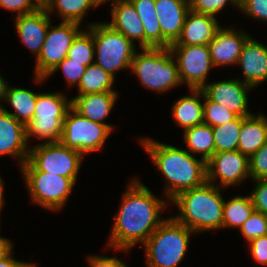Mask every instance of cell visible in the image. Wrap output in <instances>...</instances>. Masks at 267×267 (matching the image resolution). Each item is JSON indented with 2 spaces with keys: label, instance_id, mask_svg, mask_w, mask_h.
Wrapping results in <instances>:
<instances>
[{
  "label": "cell",
  "instance_id": "obj_45",
  "mask_svg": "<svg viewBox=\"0 0 267 267\" xmlns=\"http://www.w3.org/2000/svg\"><path fill=\"white\" fill-rule=\"evenodd\" d=\"M5 80L6 79H4L0 74V101L2 100L1 102L4 101L5 94H6L7 89H8V82L6 83Z\"/></svg>",
  "mask_w": 267,
  "mask_h": 267
},
{
  "label": "cell",
  "instance_id": "obj_26",
  "mask_svg": "<svg viewBox=\"0 0 267 267\" xmlns=\"http://www.w3.org/2000/svg\"><path fill=\"white\" fill-rule=\"evenodd\" d=\"M37 96L38 93L31 90L8 86L4 101L8 102L15 112H9L2 104L0 107L26 126L34 116Z\"/></svg>",
  "mask_w": 267,
  "mask_h": 267
},
{
  "label": "cell",
  "instance_id": "obj_14",
  "mask_svg": "<svg viewBox=\"0 0 267 267\" xmlns=\"http://www.w3.org/2000/svg\"><path fill=\"white\" fill-rule=\"evenodd\" d=\"M241 80L239 78L207 83L202 90L211 101L219 103L239 117H247L252 115L248 111L247 96L252 87Z\"/></svg>",
  "mask_w": 267,
  "mask_h": 267
},
{
  "label": "cell",
  "instance_id": "obj_48",
  "mask_svg": "<svg viewBox=\"0 0 267 267\" xmlns=\"http://www.w3.org/2000/svg\"><path fill=\"white\" fill-rule=\"evenodd\" d=\"M20 267H36L35 263L24 262Z\"/></svg>",
  "mask_w": 267,
  "mask_h": 267
},
{
  "label": "cell",
  "instance_id": "obj_11",
  "mask_svg": "<svg viewBox=\"0 0 267 267\" xmlns=\"http://www.w3.org/2000/svg\"><path fill=\"white\" fill-rule=\"evenodd\" d=\"M51 28V29H50ZM80 24L62 21L57 26L49 25L41 52L35 59V80L44 82L46 77L63 61L79 30Z\"/></svg>",
  "mask_w": 267,
  "mask_h": 267
},
{
  "label": "cell",
  "instance_id": "obj_19",
  "mask_svg": "<svg viewBox=\"0 0 267 267\" xmlns=\"http://www.w3.org/2000/svg\"><path fill=\"white\" fill-rule=\"evenodd\" d=\"M221 28L215 17L204 13L188 11L182 32L171 45H208Z\"/></svg>",
  "mask_w": 267,
  "mask_h": 267
},
{
  "label": "cell",
  "instance_id": "obj_43",
  "mask_svg": "<svg viewBox=\"0 0 267 267\" xmlns=\"http://www.w3.org/2000/svg\"><path fill=\"white\" fill-rule=\"evenodd\" d=\"M11 250L6 256L0 259V267H20L24 262L18 261L11 256Z\"/></svg>",
  "mask_w": 267,
  "mask_h": 267
},
{
  "label": "cell",
  "instance_id": "obj_16",
  "mask_svg": "<svg viewBox=\"0 0 267 267\" xmlns=\"http://www.w3.org/2000/svg\"><path fill=\"white\" fill-rule=\"evenodd\" d=\"M15 27L26 48L34 53L36 58L41 52L45 42L48 27L50 25V15L45 8H37L35 11L19 16H15Z\"/></svg>",
  "mask_w": 267,
  "mask_h": 267
},
{
  "label": "cell",
  "instance_id": "obj_20",
  "mask_svg": "<svg viewBox=\"0 0 267 267\" xmlns=\"http://www.w3.org/2000/svg\"><path fill=\"white\" fill-rule=\"evenodd\" d=\"M189 10V0H155V12L162 36L170 44L180 37Z\"/></svg>",
  "mask_w": 267,
  "mask_h": 267
},
{
  "label": "cell",
  "instance_id": "obj_8",
  "mask_svg": "<svg viewBox=\"0 0 267 267\" xmlns=\"http://www.w3.org/2000/svg\"><path fill=\"white\" fill-rule=\"evenodd\" d=\"M83 155L60 142L40 143L29 147L27 161L21 170H39L71 178L75 183Z\"/></svg>",
  "mask_w": 267,
  "mask_h": 267
},
{
  "label": "cell",
  "instance_id": "obj_29",
  "mask_svg": "<svg viewBox=\"0 0 267 267\" xmlns=\"http://www.w3.org/2000/svg\"><path fill=\"white\" fill-rule=\"evenodd\" d=\"M115 78L103 70L95 62L86 68L78 84V95L102 92H116L113 90Z\"/></svg>",
  "mask_w": 267,
  "mask_h": 267
},
{
  "label": "cell",
  "instance_id": "obj_40",
  "mask_svg": "<svg viewBox=\"0 0 267 267\" xmlns=\"http://www.w3.org/2000/svg\"><path fill=\"white\" fill-rule=\"evenodd\" d=\"M248 248L254 261L267 266V235L257 237L248 242Z\"/></svg>",
  "mask_w": 267,
  "mask_h": 267
},
{
  "label": "cell",
  "instance_id": "obj_9",
  "mask_svg": "<svg viewBox=\"0 0 267 267\" xmlns=\"http://www.w3.org/2000/svg\"><path fill=\"white\" fill-rule=\"evenodd\" d=\"M33 203L59 211L76 184L71 178L39 170H21Z\"/></svg>",
  "mask_w": 267,
  "mask_h": 267
},
{
  "label": "cell",
  "instance_id": "obj_27",
  "mask_svg": "<svg viewBox=\"0 0 267 267\" xmlns=\"http://www.w3.org/2000/svg\"><path fill=\"white\" fill-rule=\"evenodd\" d=\"M184 142L187 151L193 154H202L200 157L207 162L215 153L214 135L212 127L205 123L195 125L184 130Z\"/></svg>",
  "mask_w": 267,
  "mask_h": 267
},
{
  "label": "cell",
  "instance_id": "obj_4",
  "mask_svg": "<svg viewBox=\"0 0 267 267\" xmlns=\"http://www.w3.org/2000/svg\"><path fill=\"white\" fill-rule=\"evenodd\" d=\"M194 231L173 216L165 219L143 244L147 267H177L189 246Z\"/></svg>",
  "mask_w": 267,
  "mask_h": 267
},
{
  "label": "cell",
  "instance_id": "obj_13",
  "mask_svg": "<svg viewBox=\"0 0 267 267\" xmlns=\"http://www.w3.org/2000/svg\"><path fill=\"white\" fill-rule=\"evenodd\" d=\"M250 178L249 157L240 151H224L214 153L206 162V181L219 188H226Z\"/></svg>",
  "mask_w": 267,
  "mask_h": 267
},
{
  "label": "cell",
  "instance_id": "obj_47",
  "mask_svg": "<svg viewBox=\"0 0 267 267\" xmlns=\"http://www.w3.org/2000/svg\"><path fill=\"white\" fill-rule=\"evenodd\" d=\"M38 8H45L51 0H32Z\"/></svg>",
  "mask_w": 267,
  "mask_h": 267
},
{
  "label": "cell",
  "instance_id": "obj_38",
  "mask_svg": "<svg viewBox=\"0 0 267 267\" xmlns=\"http://www.w3.org/2000/svg\"><path fill=\"white\" fill-rule=\"evenodd\" d=\"M242 13L267 23V0H239V8Z\"/></svg>",
  "mask_w": 267,
  "mask_h": 267
},
{
  "label": "cell",
  "instance_id": "obj_1",
  "mask_svg": "<svg viewBox=\"0 0 267 267\" xmlns=\"http://www.w3.org/2000/svg\"><path fill=\"white\" fill-rule=\"evenodd\" d=\"M127 188L107 244L115 251L127 252L137 246L136 243L143 245L165 220L160 214L168 207L167 200L156 197L137 178H133Z\"/></svg>",
  "mask_w": 267,
  "mask_h": 267
},
{
  "label": "cell",
  "instance_id": "obj_12",
  "mask_svg": "<svg viewBox=\"0 0 267 267\" xmlns=\"http://www.w3.org/2000/svg\"><path fill=\"white\" fill-rule=\"evenodd\" d=\"M169 50L177 60L182 84L186 83L189 89H202L214 67L208 45H170Z\"/></svg>",
  "mask_w": 267,
  "mask_h": 267
},
{
  "label": "cell",
  "instance_id": "obj_37",
  "mask_svg": "<svg viewBox=\"0 0 267 267\" xmlns=\"http://www.w3.org/2000/svg\"><path fill=\"white\" fill-rule=\"evenodd\" d=\"M250 179H267V142L249 157Z\"/></svg>",
  "mask_w": 267,
  "mask_h": 267
},
{
  "label": "cell",
  "instance_id": "obj_32",
  "mask_svg": "<svg viewBox=\"0 0 267 267\" xmlns=\"http://www.w3.org/2000/svg\"><path fill=\"white\" fill-rule=\"evenodd\" d=\"M81 31L74 38L67 57L72 61L83 62L84 66H89L94 63L95 48L94 40L90 30Z\"/></svg>",
  "mask_w": 267,
  "mask_h": 267
},
{
  "label": "cell",
  "instance_id": "obj_35",
  "mask_svg": "<svg viewBox=\"0 0 267 267\" xmlns=\"http://www.w3.org/2000/svg\"><path fill=\"white\" fill-rule=\"evenodd\" d=\"M86 68L87 66H84L83 62L72 61L66 57L46 78L52 76L53 73H56V71L60 69L66 78L65 80L68 82V87H74L75 84L78 86Z\"/></svg>",
  "mask_w": 267,
  "mask_h": 267
},
{
  "label": "cell",
  "instance_id": "obj_33",
  "mask_svg": "<svg viewBox=\"0 0 267 267\" xmlns=\"http://www.w3.org/2000/svg\"><path fill=\"white\" fill-rule=\"evenodd\" d=\"M237 117L232 111L217 102L211 101L205 94L203 98V123L216 127L234 120Z\"/></svg>",
  "mask_w": 267,
  "mask_h": 267
},
{
  "label": "cell",
  "instance_id": "obj_41",
  "mask_svg": "<svg viewBox=\"0 0 267 267\" xmlns=\"http://www.w3.org/2000/svg\"><path fill=\"white\" fill-rule=\"evenodd\" d=\"M0 7L17 12L15 16L31 13L38 8L32 0H0Z\"/></svg>",
  "mask_w": 267,
  "mask_h": 267
},
{
  "label": "cell",
  "instance_id": "obj_2",
  "mask_svg": "<svg viewBox=\"0 0 267 267\" xmlns=\"http://www.w3.org/2000/svg\"><path fill=\"white\" fill-rule=\"evenodd\" d=\"M154 165L166 179L165 195L171 201L180 192L199 187L206 182V162L189 151L151 138L139 140Z\"/></svg>",
  "mask_w": 267,
  "mask_h": 267
},
{
  "label": "cell",
  "instance_id": "obj_23",
  "mask_svg": "<svg viewBox=\"0 0 267 267\" xmlns=\"http://www.w3.org/2000/svg\"><path fill=\"white\" fill-rule=\"evenodd\" d=\"M267 142V117L262 113L244 117L239 133L238 151L250 157Z\"/></svg>",
  "mask_w": 267,
  "mask_h": 267
},
{
  "label": "cell",
  "instance_id": "obj_25",
  "mask_svg": "<svg viewBox=\"0 0 267 267\" xmlns=\"http://www.w3.org/2000/svg\"><path fill=\"white\" fill-rule=\"evenodd\" d=\"M190 96H183L175 101L172 107V116L175 123L180 127L187 129L203 123V103L204 98L202 89H190Z\"/></svg>",
  "mask_w": 267,
  "mask_h": 267
},
{
  "label": "cell",
  "instance_id": "obj_39",
  "mask_svg": "<svg viewBox=\"0 0 267 267\" xmlns=\"http://www.w3.org/2000/svg\"><path fill=\"white\" fill-rule=\"evenodd\" d=\"M256 187L251 191L250 198L255 211L267 216V179L254 180Z\"/></svg>",
  "mask_w": 267,
  "mask_h": 267
},
{
  "label": "cell",
  "instance_id": "obj_24",
  "mask_svg": "<svg viewBox=\"0 0 267 267\" xmlns=\"http://www.w3.org/2000/svg\"><path fill=\"white\" fill-rule=\"evenodd\" d=\"M144 27V48H169L163 36L155 12V0H130Z\"/></svg>",
  "mask_w": 267,
  "mask_h": 267
},
{
  "label": "cell",
  "instance_id": "obj_28",
  "mask_svg": "<svg viewBox=\"0 0 267 267\" xmlns=\"http://www.w3.org/2000/svg\"><path fill=\"white\" fill-rule=\"evenodd\" d=\"M98 6L97 0H51L45 9L50 14L56 11L62 21L81 24L87 11Z\"/></svg>",
  "mask_w": 267,
  "mask_h": 267
},
{
  "label": "cell",
  "instance_id": "obj_10",
  "mask_svg": "<svg viewBox=\"0 0 267 267\" xmlns=\"http://www.w3.org/2000/svg\"><path fill=\"white\" fill-rule=\"evenodd\" d=\"M111 131L107 125L93 122L71 107L65 116L60 143L84 156L102 149Z\"/></svg>",
  "mask_w": 267,
  "mask_h": 267
},
{
  "label": "cell",
  "instance_id": "obj_36",
  "mask_svg": "<svg viewBox=\"0 0 267 267\" xmlns=\"http://www.w3.org/2000/svg\"><path fill=\"white\" fill-rule=\"evenodd\" d=\"M239 8V0H189L190 9L197 13H204L216 17L226 4Z\"/></svg>",
  "mask_w": 267,
  "mask_h": 267
},
{
  "label": "cell",
  "instance_id": "obj_34",
  "mask_svg": "<svg viewBox=\"0 0 267 267\" xmlns=\"http://www.w3.org/2000/svg\"><path fill=\"white\" fill-rule=\"evenodd\" d=\"M239 229L248 242L257 237L265 236L267 235V216L254 211Z\"/></svg>",
  "mask_w": 267,
  "mask_h": 267
},
{
  "label": "cell",
  "instance_id": "obj_49",
  "mask_svg": "<svg viewBox=\"0 0 267 267\" xmlns=\"http://www.w3.org/2000/svg\"><path fill=\"white\" fill-rule=\"evenodd\" d=\"M108 1H110V0H97V2H98L100 5L105 4V3L108 2ZM111 1L113 2V1H116V0H111Z\"/></svg>",
  "mask_w": 267,
  "mask_h": 267
},
{
  "label": "cell",
  "instance_id": "obj_21",
  "mask_svg": "<svg viewBox=\"0 0 267 267\" xmlns=\"http://www.w3.org/2000/svg\"><path fill=\"white\" fill-rule=\"evenodd\" d=\"M111 22H106L113 30L122 33L126 38L139 41L138 46L144 48V27L130 0H116L112 3Z\"/></svg>",
  "mask_w": 267,
  "mask_h": 267
},
{
  "label": "cell",
  "instance_id": "obj_3",
  "mask_svg": "<svg viewBox=\"0 0 267 267\" xmlns=\"http://www.w3.org/2000/svg\"><path fill=\"white\" fill-rule=\"evenodd\" d=\"M220 189L206 181L199 187L180 192L170 201L180 211L173 217L195 233L222 229L225 200Z\"/></svg>",
  "mask_w": 267,
  "mask_h": 267
},
{
  "label": "cell",
  "instance_id": "obj_30",
  "mask_svg": "<svg viewBox=\"0 0 267 267\" xmlns=\"http://www.w3.org/2000/svg\"><path fill=\"white\" fill-rule=\"evenodd\" d=\"M254 211L250 195H239L224 201L222 228H240Z\"/></svg>",
  "mask_w": 267,
  "mask_h": 267
},
{
  "label": "cell",
  "instance_id": "obj_44",
  "mask_svg": "<svg viewBox=\"0 0 267 267\" xmlns=\"http://www.w3.org/2000/svg\"><path fill=\"white\" fill-rule=\"evenodd\" d=\"M12 242L0 236V259L6 256L13 248Z\"/></svg>",
  "mask_w": 267,
  "mask_h": 267
},
{
  "label": "cell",
  "instance_id": "obj_6",
  "mask_svg": "<svg viewBox=\"0 0 267 267\" xmlns=\"http://www.w3.org/2000/svg\"><path fill=\"white\" fill-rule=\"evenodd\" d=\"M94 40V61L115 78L116 71L130 69L136 52L135 44L122 33L113 30L106 22L89 23Z\"/></svg>",
  "mask_w": 267,
  "mask_h": 267
},
{
  "label": "cell",
  "instance_id": "obj_18",
  "mask_svg": "<svg viewBox=\"0 0 267 267\" xmlns=\"http://www.w3.org/2000/svg\"><path fill=\"white\" fill-rule=\"evenodd\" d=\"M237 65L242 68L244 80L241 81L250 87L267 81V45L250 36L243 46Z\"/></svg>",
  "mask_w": 267,
  "mask_h": 267
},
{
  "label": "cell",
  "instance_id": "obj_7",
  "mask_svg": "<svg viewBox=\"0 0 267 267\" xmlns=\"http://www.w3.org/2000/svg\"><path fill=\"white\" fill-rule=\"evenodd\" d=\"M69 100V101H68ZM71 108V99L62 93H38L33 118L26 127V141L31 136L43 143L60 142L64 120Z\"/></svg>",
  "mask_w": 267,
  "mask_h": 267
},
{
  "label": "cell",
  "instance_id": "obj_17",
  "mask_svg": "<svg viewBox=\"0 0 267 267\" xmlns=\"http://www.w3.org/2000/svg\"><path fill=\"white\" fill-rule=\"evenodd\" d=\"M29 147L25 125L0 107V156L19 158L21 167L28 159Z\"/></svg>",
  "mask_w": 267,
  "mask_h": 267
},
{
  "label": "cell",
  "instance_id": "obj_31",
  "mask_svg": "<svg viewBox=\"0 0 267 267\" xmlns=\"http://www.w3.org/2000/svg\"><path fill=\"white\" fill-rule=\"evenodd\" d=\"M243 118L237 116L230 122L212 127L215 153L238 150L239 133Z\"/></svg>",
  "mask_w": 267,
  "mask_h": 267
},
{
  "label": "cell",
  "instance_id": "obj_22",
  "mask_svg": "<svg viewBox=\"0 0 267 267\" xmlns=\"http://www.w3.org/2000/svg\"><path fill=\"white\" fill-rule=\"evenodd\" d=\"M117 92H102L77 95L71 99V107L81 116L93 122L107 125L112 131L113 126L104 122L117 99Z\"/></svg>",
  "mask_w": 267,
  "mask_h": 267
},
{
  "label": "cell",
  "instance_id": "obj_15",
  "mask_svg": "<svg viewBox=\"0 0 267 267\" xmlns=\"http://www.w3.org/2000/svg\"><path fill=\"white\" fill-rule=\"evenodd\" d=\"M250 37L236 28H220L208 44L214 67L236 65L246 40Z\"/></svg>",
  "mask_w": 267,
  "mask_h": 267
},
{
  "label": "cell",
  "instance_id": "obj_46",
  "mask_svg": "<svg viewBox=\"0 0 267 267\" xmlns=\"http://www.w3.org/2000/svg\"><path fill=\"white\" fill-rule=\"evenodd\" d=\"M3 188H4V181H3V179L0 178V213H1L2 207L4 205L3 204L4 203V198H3L4 197V194H3L4 190H3Z\"/></svg>",
  "mask_w": 267,
  "mask_h": 267
},
{
  "label": "cell",
  "instance_id": "obj_5",
  "mask_svg": "<svg viewBox=\"0 0 267 267\" xmlns=\"http://www.w3.org/2000/svg\"><path fill=\"white\" fill-rule=\"evenodd\" d=\"M141 49V53L135 52L130 69L143 87L160 94L182 85L176 60L169 48Z\"/></svg>",
  "mask_w": 267,
  "mask_h": 267
},
{
  "label": "cell",
  "instance_id": "obj_42",
  "mask_svg": "<svg viewBox=\"0 0 267 267\" xmlns=\"http://www.w3.org/2000/svg\"><path fill=\"white\" fill-rule=\"evenodd\" d=\"M87 261L90 267H128L125 262L118 257H106V256H92L87 257Z\"/></svg>",
  "mask_w": 267,
  "mask_h": 267
}]
</instances>
